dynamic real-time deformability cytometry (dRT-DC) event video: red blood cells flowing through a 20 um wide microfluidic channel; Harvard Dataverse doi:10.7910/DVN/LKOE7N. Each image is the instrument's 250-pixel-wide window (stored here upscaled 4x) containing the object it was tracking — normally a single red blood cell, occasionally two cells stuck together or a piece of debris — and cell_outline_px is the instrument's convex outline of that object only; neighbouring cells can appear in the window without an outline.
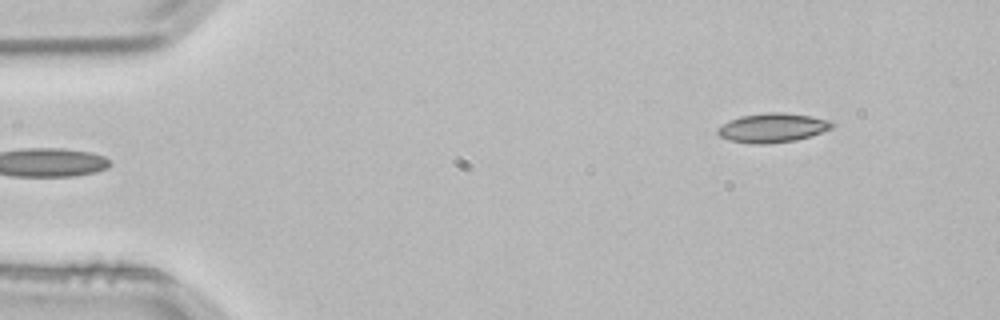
{"species": "common noctule bat (a hibernating species)", "species_latin": "Nyctalus noctula", "temperature_condition": "room temperature", "stored_images_in_passage": 5, "camera_frame_rate_fps": 3000, "um_per_image_px": 0.085, "animal": {"sex": "male", "body_mass_g": 21.5, "forearm_length_mm": 52.0}, "frame": {"image": 1, "passage_image": 5, "time_ms": 1.333, "image_size_px": [1000, 320], "cell_outline_px": [[836, 124], [832, 128], [796, 140], [764, 144], [752, 144], [728, 140], [720, 136], [716, 132], [716, 128], [728, 120], [740, 116], [768, 112], [780, 112], [812, 116], [828, 120]], "centroid_in_image_um": [65.61, 10.86], "position_along_channel_um": 19.4, "area_um2": 19.48}}